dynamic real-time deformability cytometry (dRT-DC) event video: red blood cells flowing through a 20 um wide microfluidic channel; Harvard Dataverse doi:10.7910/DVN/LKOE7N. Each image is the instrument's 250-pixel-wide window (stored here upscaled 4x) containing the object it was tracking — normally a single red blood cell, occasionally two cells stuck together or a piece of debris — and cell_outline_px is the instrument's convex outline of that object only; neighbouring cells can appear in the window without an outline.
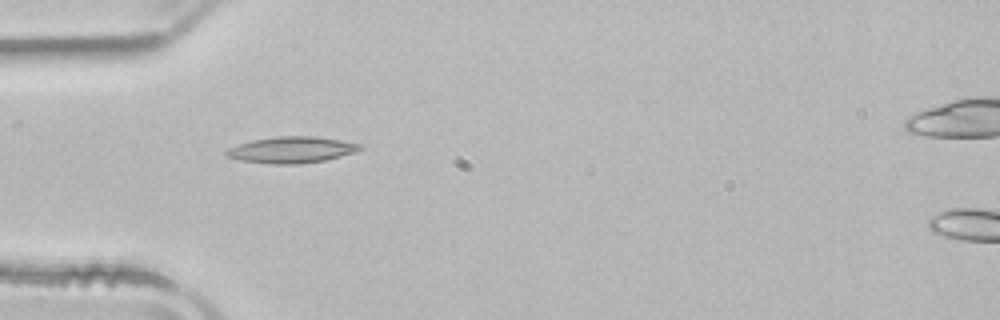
{"species": "common noctule bat (a hibernating species)", "species_latin": "Nyctalus noctula", "temperature_condition": "room temperature", "stored_images_in_passage": 5, "camera_frame_rate_fps": 3000, "um_per_image_px": 0.085, "animal": {"sex": "male", "body_mass_g": 21.5, "forearm_length_mm": 52.0}, "frame": {"image": 1, "passage_image": 4, "time_ms": 1.0, "image_size_px": [1000, 320], "cell_outline_px": [[364, 148], [356, 152], [324, 160], [300, 164], [268, 164], [240, 160], [224, 156], [224, 152], [228, 148], [252, 140], [280, 136], [316, 136], [364, 144]], "centroid_in_image_um": [24.8, 12.74], "position_along_channel_um": 60.2, "area_um2": 20.63}}
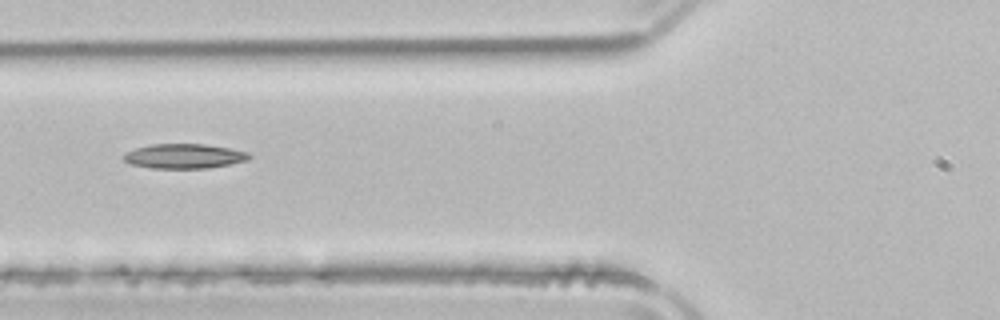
{"frame": {"image": 2, "passage_image": 5, "time_ms": 1.333, "image_size_px": [1000, 320], "cell_outline_px": [[252, 156], [248, 160], [208, 168], [148, 168], [132, 164], [124, 160], [120, 156], [136, 148], [148, 144], [204, 144], [228, 148], [248, 152]], "centroid_in_image_um": [15.63, 13.27], "position_along_channel_um": 110.2, "area_um2": 17.98}}